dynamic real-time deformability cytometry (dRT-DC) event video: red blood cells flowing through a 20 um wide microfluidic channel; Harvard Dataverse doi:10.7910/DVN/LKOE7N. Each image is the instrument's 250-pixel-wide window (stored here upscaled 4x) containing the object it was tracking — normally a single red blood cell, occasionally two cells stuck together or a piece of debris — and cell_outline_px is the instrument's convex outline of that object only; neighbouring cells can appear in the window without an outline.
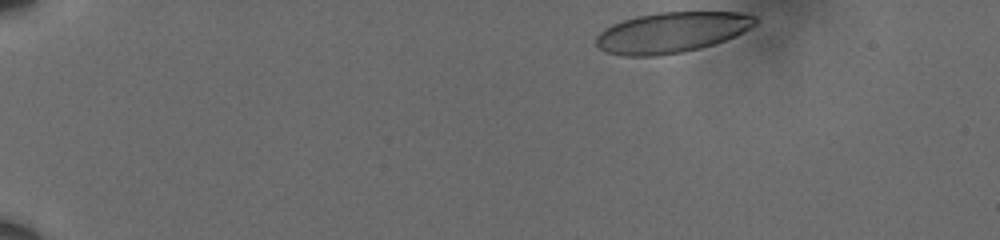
{"species": "human", "species_latin": "Homo sapiens", "temperature_condition": "cold", "stored_images_in_passage": 10, "camera_frame_rate_fps": 3000, "um_per_image_px": 0.085, "donor": {"sex": "male"}, "frame": {"image": 1, "passage_image": 1, "time_ms": 0.0, "image_size_px": [1000, 240], "cell_outline_px": [[756, 24], [724, 40], [700, 48], [680, 52], [656, 56], [624, 56], [604, 52], [596, 44], [596, 36], [604, 28], [612, 24], [636, 16], [660, 12], [740, 12], [756, 16]], "centroid_in_image_um": [57.03, 2.75], "position_along_channel_um": 28.0, "area_um2": 37.34}}
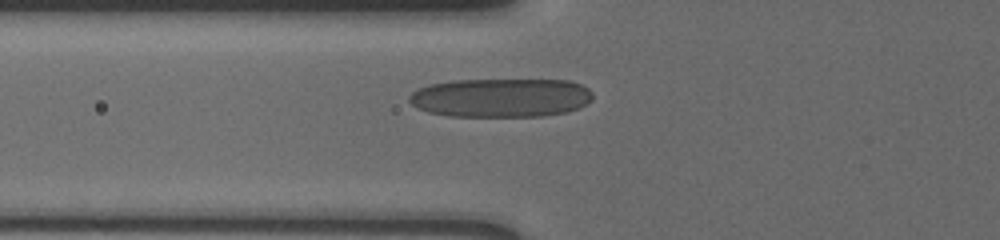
{"frame": {"image": 2, "passage_image": 9, "time_ms": 2.667, "image_size_px": [1000, 240], "cell_outline_px": [[592, 100], [580, 108], [564, 112], [544, 116], [448, 116], [428, 112], [412, 104], [408, 100], [408, 96], [412, 92], [428, 84], [452, 80], [568, 80], [580, 84], [588, 88], [592, 92]], "centroid_in_image_um": [42.58, 8.3], "position_along_channel_um": 83.2, "area_um2": 41.73}}